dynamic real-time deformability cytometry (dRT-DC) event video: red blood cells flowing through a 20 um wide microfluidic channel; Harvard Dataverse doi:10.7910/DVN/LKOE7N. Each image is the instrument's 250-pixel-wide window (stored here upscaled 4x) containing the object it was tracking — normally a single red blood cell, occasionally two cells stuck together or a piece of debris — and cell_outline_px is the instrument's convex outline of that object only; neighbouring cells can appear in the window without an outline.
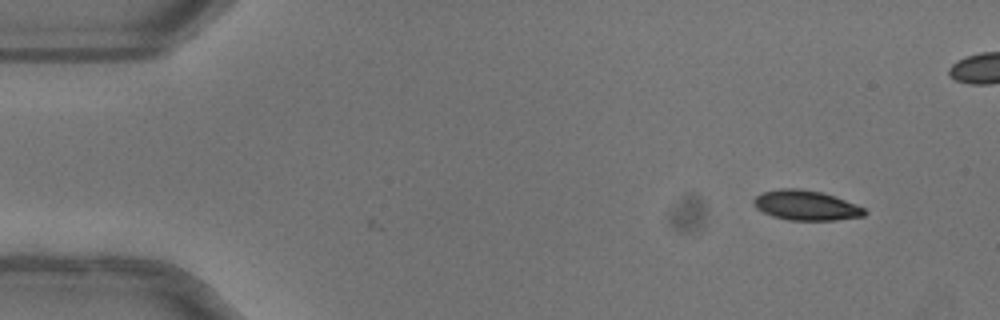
{"species": "common noctule bat (a hibernating species)", "species_latin": "Nyctalus noctula", "temperature_condition": "warm", "stored_images_in_passage": 4, "camera_frame_rate_fps": 3000, "um_per_image_px": 0.085, "animal": {"sex": "female"}, "frame": {"image": 1, "passage_image": 4, "time_ms": 1.0, "image_size_px": [1000, 320], "cell_outline_px": [[868, 212], [864, 216], [836, 220], [788, 220], [772, 216], [756, 208], [752, 204], [752, 200], [760, 192], [780, 188], [800, 188], [820, 192], [844, 200], [864, 208]], "centroid_in_image_um": [68.46, 17.45], "position_along_channel_um": 16.5, "area_um2": 19.31}}